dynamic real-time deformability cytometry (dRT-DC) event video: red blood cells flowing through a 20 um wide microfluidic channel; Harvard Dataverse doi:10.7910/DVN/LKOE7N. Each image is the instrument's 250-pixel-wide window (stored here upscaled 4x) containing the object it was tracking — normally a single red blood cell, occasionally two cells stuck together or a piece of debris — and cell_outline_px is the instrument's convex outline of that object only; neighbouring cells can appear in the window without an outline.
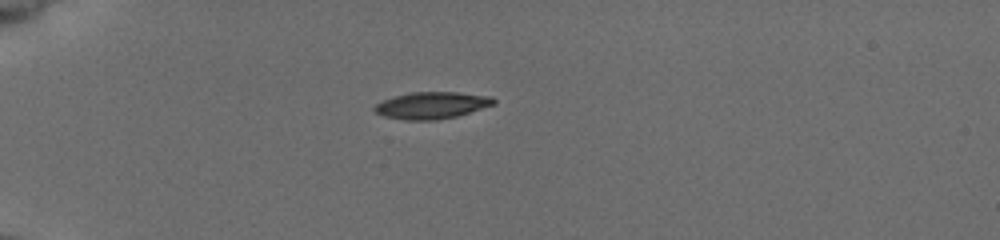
{"species": "common noctule bat (a hibernating species)", "species_latin": "Nyctalus noctula", "temperature_condition": "cold", "stored_images_in_passage": 8, "camera_frame_rate_fps": 3000, "um_per_image_px": 0.085, "animal": {"sex": "female", "body_mass_g": 19.5, "forearm_length_mm": 54.1}, "frame": {"image": 1, "passage_image": 1, "time_ms": 0.0, "image_size_px": [1000, 240], "cell_outline_px": [[496, 104], [456, 116], [436, 120], [404, 120], [384, 116], [376, 112], [372, 108], [376, 104], [384, 100], [408, 92], [456, 92], [492, 96], [496, 100]], "centroid_in_image_um": [36.72, 8.95], "position_along_channel_um": 48.3, "area_um2": 18.61}}
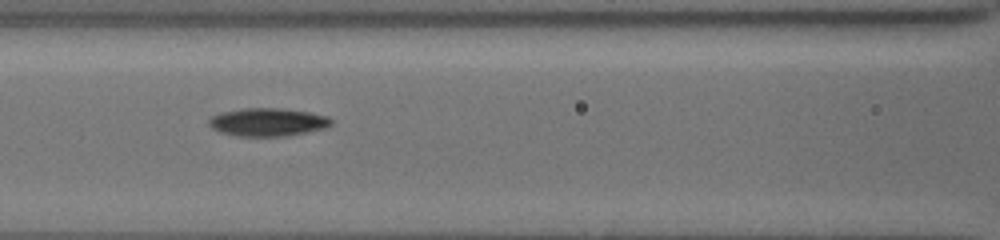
{"frame": {"image": 2, "passage_image": 5, "time_ms": 1.333, "image_size_px": [1000, 240], "cell_outline_px": [[332, 124], [324, 128], [288, 136], [236, 136], [220, 132], [212, 128], [208, 124], [208, 120], [212, 116], [220, 112], [240, 108], [284, 108], [308, 112], [328, 116], [332, 120]], "centroid_in_image_um": [22.73, 10.37], "position_along_channel_um": 143.9, "area_um2": 20.17}}
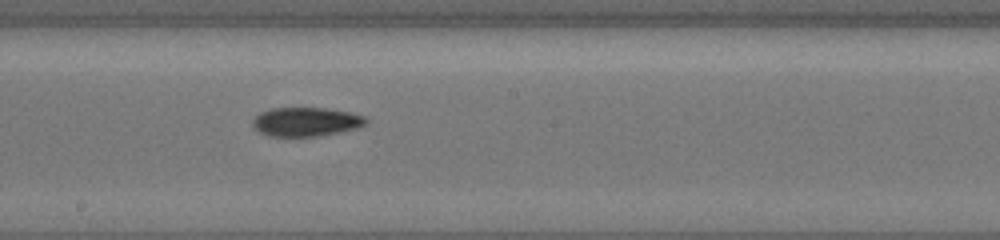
{"frame": {"image": 3, "passage_image": 7, "time_ms": 2.0, "image_size_px": [1000, 240], "cell_outline_px": [[368, 124], [356, 128], [340, 132], [320, 136], [268, 136], [260, 132], [252, 124], [252, 120], [260, 112], [272, 108], [324, 108], [348, 112], [364, 116], [368, 120]], "centroid_in_image_um": [26.02, 10.35], "position_along_channel_um": 222.2, "area_um2": 19.07}}